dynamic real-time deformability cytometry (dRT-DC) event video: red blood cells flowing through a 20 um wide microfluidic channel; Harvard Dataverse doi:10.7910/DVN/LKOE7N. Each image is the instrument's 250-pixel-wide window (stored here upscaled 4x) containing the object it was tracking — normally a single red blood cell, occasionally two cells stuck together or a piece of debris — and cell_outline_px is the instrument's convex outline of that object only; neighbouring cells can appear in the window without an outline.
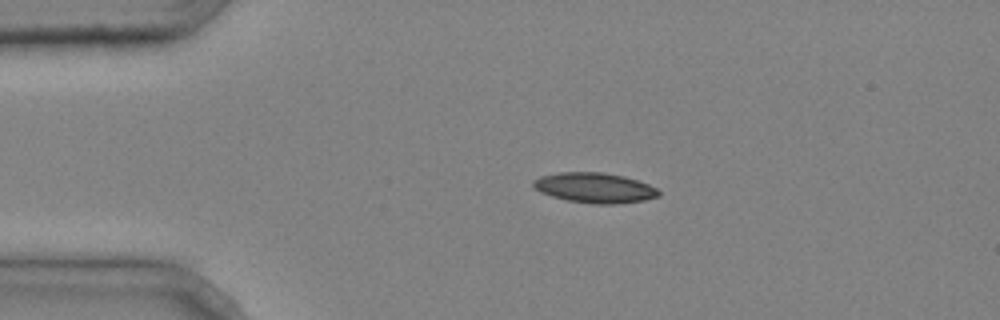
{"species": "common noctule bat (a hibernating species)", "species_latin": "Nyctalus noctula", "temperature_condition": "cold", "stored_images_in_passage": 2, "camera_frame_rate_fps": 3000, "um_per_image_px": 0.085, "animal": {"sex": "male", "body_mass_g": 20.4}, "frame": {"image": 1, "passage_image": 1, "time_ms": 0.0, "image_size_px": [1000, 320], "cell_outline_px": [[660, 196], [644, 200], [616, 204], [592, 204], [568, 200], [552, 196], [540, 192], [532, 184], [532, 180], [540, 176], [560, 172], [604, 172], [624, 176], [648, 184], [656, 188], [660, 192]], "centroid_in_image_um": [50.54, 15.96], "position_along_channel_um": 34.5, "area_um2": 22.02}}